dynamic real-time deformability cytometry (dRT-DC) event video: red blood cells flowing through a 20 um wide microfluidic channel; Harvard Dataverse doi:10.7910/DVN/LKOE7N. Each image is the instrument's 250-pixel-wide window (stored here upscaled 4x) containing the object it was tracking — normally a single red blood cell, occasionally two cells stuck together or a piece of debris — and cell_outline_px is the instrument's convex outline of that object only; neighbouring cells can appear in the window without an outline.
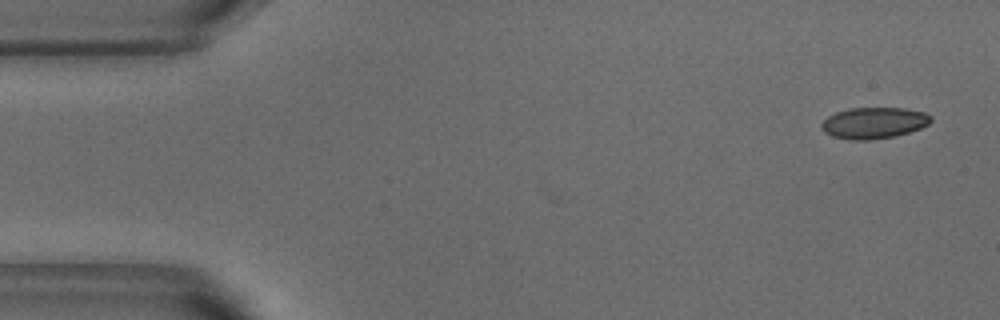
{"species": "common noctule bat (a hibernating species)", "species_latin": "Nyctalus noctula", "temperature_condition": "warm", "stored_images_in_passage": 5, "camera_frame_rate_fps": 3000, "um_per_image_px": 0.085, "animal": {"sex": "male", "body_mass_g": 18.8}, "frame": {"image": 1, "passage_image": 1, "time_ms": 0.0, "image_size_px": [1000, 320], "cell_outline_px": [[932, 120], [928, 124], [920, 128], [908, 132], [892, 136], [868, 140], [852, 140], [832, 136], [824, 132], [820, 128], [820, 124], [828, 116], [836, 112], [852, 108], [904, 108], [924, 112], [932, 116]], "centroid_in_image_um": [74.26, 10.44], "position_along_channel_um": 10.7, "area_um2": 19.83}}